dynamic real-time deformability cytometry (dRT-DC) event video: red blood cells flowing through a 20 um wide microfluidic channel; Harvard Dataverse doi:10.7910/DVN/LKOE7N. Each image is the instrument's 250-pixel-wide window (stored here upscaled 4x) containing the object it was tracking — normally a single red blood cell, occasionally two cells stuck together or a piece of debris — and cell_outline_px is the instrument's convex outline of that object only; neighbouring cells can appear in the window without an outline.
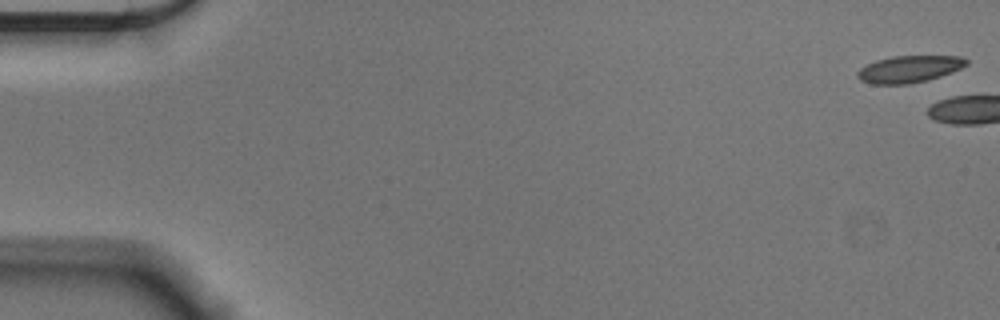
{"species": "Egyptian fruit bat (a non-hibernating species)", "species_latin": "Rousettus aegyptiacus", "temperature_condition": "cold", "stored_images_in_passage": 4, "camera_frame_rate_fps": 3000, "um_per_image_px": 0.085, "animal": {"sex": "male"}, "frame": {"image": 1, "passage_image": 1, "time_ms": 0.0, "image_size_px": [1000, 320], "cell_outline_px": [[968, 64], [960, 68], [940, 76], [928, 80], [908, 84], [872, 84], [860, 80], [856, 76], [856, 72], [860, 68], [876, 60], [892, 56], [960, 56], [968, 60]], "centroid_in_image_um": [77.25, 5.87], "position_along_channel_um": 7.7, "area_um2": 17.05}}